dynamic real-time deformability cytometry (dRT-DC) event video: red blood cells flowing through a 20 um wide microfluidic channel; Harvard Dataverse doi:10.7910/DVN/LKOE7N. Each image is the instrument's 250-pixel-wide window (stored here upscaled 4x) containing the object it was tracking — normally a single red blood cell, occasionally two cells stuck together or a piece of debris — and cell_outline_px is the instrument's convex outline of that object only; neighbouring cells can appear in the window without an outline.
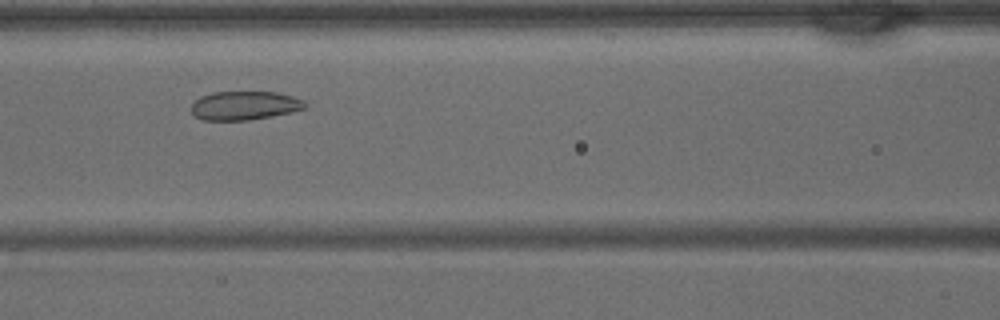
{"species": "common noctule bat (a hibernating species)", "species_latin": "Nyctalus noctula", "temperature_condition": "warm", "stored_images_in_passage": 34, "camera_frame_rate_fps": 3000, "um_per_image_px": 0.085, "animal": {"sex": "male", "body_mass_g": 15.6}, "frame": {"image": 1, "passage_image": 11, "time_ms": 3.333, "image_size_px": [1000, 320], "cell_outline_px": [[304, 108], [292, 112], [248, 120], [204, 120], [196, 116], [192, 112], [192, 104], [200, 96], [212, 92], [276, 92], [292, 96], [300, 100], [304, 104]], "centroid_in_image_um": [20.74, 8.97], "position_along_channel_um": 145.9, "area_um2": 18.73}}
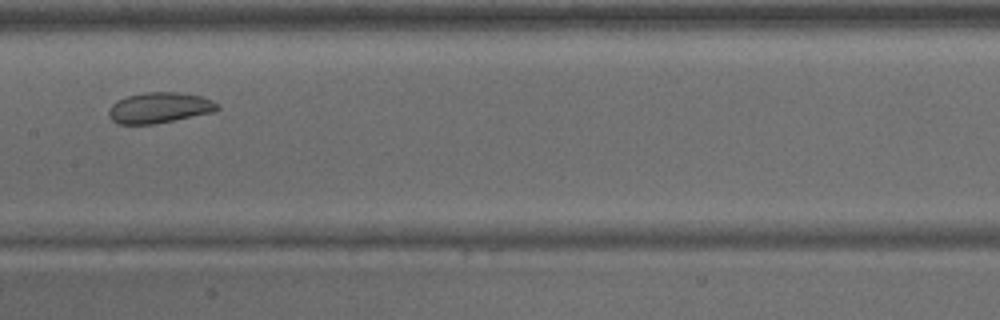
{"frame": {"image": 2, "passage_image": 14, "time_ms": 4.333, "image_size_px": [1000, 320], "cell_outline_px": [[220, 108], [212, 112], [152, 124], [116, 124], [108, 116], [108, 112], [112, 104], [128, 96], [148, 92], [176, 92], [200, 96], [212, 100], [220, 104]], "centroid_in_image_um": [13.54, 9.16], "position_along_channel_um": 193.9, "area_um2": 19.13}}
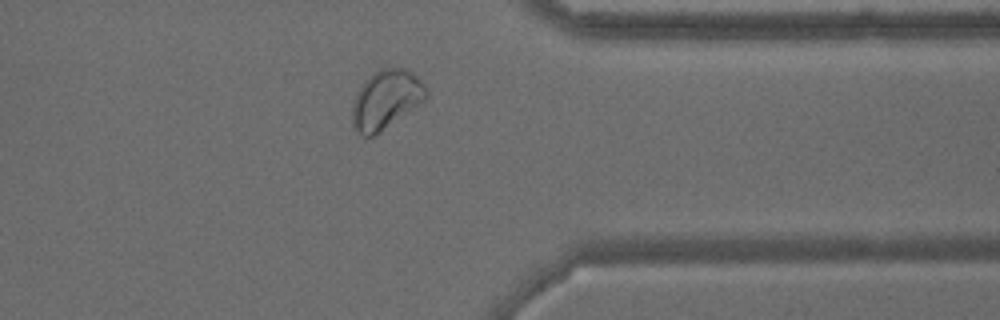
{"frame": {"image": 3, "passage_image": 26, "time_ms": 8.333, "image_size_px": [1000, 320], "cell_outline_px": [[428, 96], [424, 100], [380, 132], [372, 136], [364, 136], [352, 124], [352, 100], [360, 84], [368, 76], [380, 68], [404, 68], [416, 76], [428, 88]], "centroid_in_image_um": [32.78, 8.43], "position_along_channel_um": 378.6, "area_um2": 25.26}}